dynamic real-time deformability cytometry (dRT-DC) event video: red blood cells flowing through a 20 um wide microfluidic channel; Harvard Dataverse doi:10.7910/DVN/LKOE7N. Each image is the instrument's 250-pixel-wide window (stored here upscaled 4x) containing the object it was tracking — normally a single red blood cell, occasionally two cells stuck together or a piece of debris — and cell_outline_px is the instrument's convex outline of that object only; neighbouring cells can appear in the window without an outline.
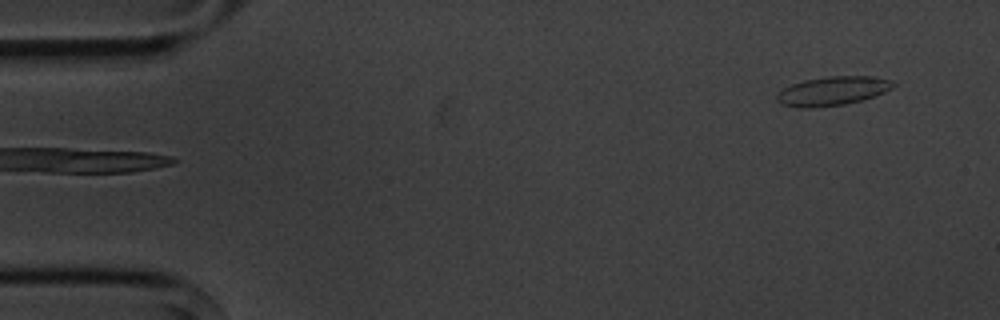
{"species": "common noctule bat (a hibernating species)", "species_latin": "Nyctalus noctula", "temperature_condition": "cold", "stored_images_in_passage": 6, "camera_frame_rate_fps": 3000, "um_per_image_px": 0.085, "animal": {"sex": "male", "body_mass_g": 20.1, "forearm_length_mm": 53.5}, "frame": {"image": 1, "passage_image": 6, "time_ms": 5.667, "image_size_px": [1000, 320], "cell_outline_px": [[896, 84], [892, 88], [884, 92], [864, 100], [844, 104], [812, 108], [800, 108], [780, 104], [776, 100], [776, 96], [784, 88], [792, 84], [804, 80], [828, 76], [876, 76], [892, 80]], "centroid_in_image_um": [70.79, 7.73], "position_along_channel_um": 14.2, "area_um2": 19.77}}